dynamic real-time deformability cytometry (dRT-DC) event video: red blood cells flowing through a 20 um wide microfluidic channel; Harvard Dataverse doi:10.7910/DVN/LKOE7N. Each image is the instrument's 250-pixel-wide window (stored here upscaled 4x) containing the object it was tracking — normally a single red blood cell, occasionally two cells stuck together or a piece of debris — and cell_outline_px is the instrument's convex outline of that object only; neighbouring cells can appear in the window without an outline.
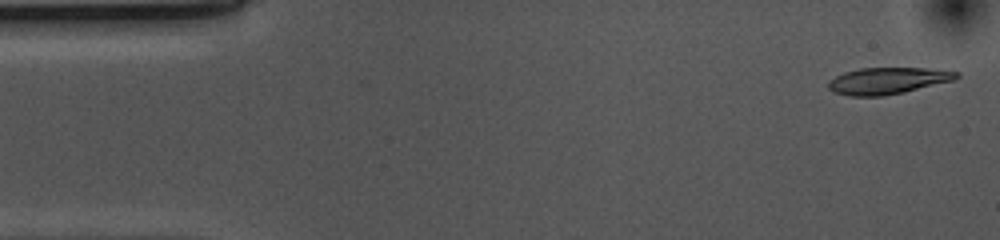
{"species": "common noctule bat (a hibernating species)", "species_latin": "Nyctalus noctula", "temperature_condition": "cold", "stored_images_in_passage": 52, "camera_frame_rate_fps": 3000, "um_per_image_px": 0.085, "animal": {"sex": "female", "body_mass_g": 10.0, "forearm_length_mm": 53.1}, "frame": {"image": 1, "passage_image": 1, "time_ms": 0.0, "image_size_px": [1000, 240], "cell_outline_px": [[960, 76], [956, 80], [904, 92], [880, 96], [852, 96], [836, 92], [828, 88], [828, 80], [844, 72], [860, 68], [928, 68], [960, 72]], "centroid_in_image_um": [75.5, 6.85], "position_along_channel_um": 9.5, "area_um2": 19.88}}
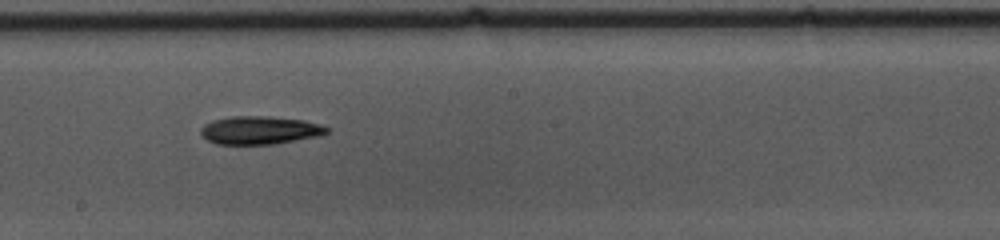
{"frame": {"image": 2, "passage_image": 27, "time_ms": 8.667, "image_size_px": [1000, 240], "cell_outline_px": [[332, 128], [328, 132], [320, 136], [276, 144], [216, 144], [208, 140], [200, 132], [200, 128], [204, 124], [212, 120], [232, 116], [268, 116], [304, 120], [320, 124]], "centroid_in_image_um": [22.12, 11.06], "position_along_channel_um": 226.1, "area_um2": 20.87}}
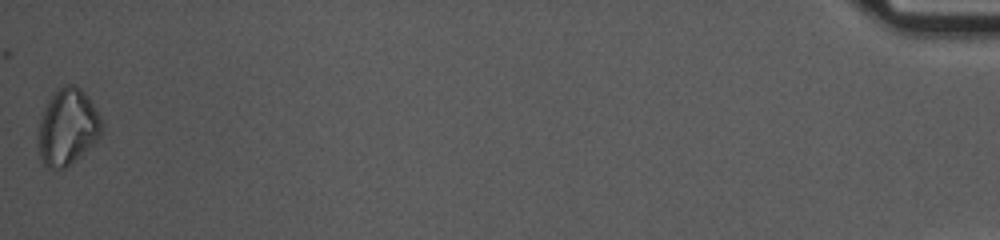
{"frame": {"image": 3, "passage_image": 52, "time_ms": 17.0, "image_size_px": [1000, 240], "cell_outline_px": [[104, 124], [100, 136], [88, 148], [64, 168], [48, 168], [44, 164], [40, 156], [40, 120], [48, 100], [64, 84], [76, 84], [88, 96], [104, 120]], "centroid_in_image_um": [5.8, 10.75], "position_along_channel_um": 429.4, "area_um2": 27.74}, "authors_computed_cell_mechanics": {"area_um2": 20.3456, "velocity_mm_per_s": 3.6697, "shape_relaxation_time_tau1_ms": 9.5938, "shape_relaxation_time_tau2_ms": null, "deformation_change_tau1": 0.1755, "deformation_change_tau2": null}}